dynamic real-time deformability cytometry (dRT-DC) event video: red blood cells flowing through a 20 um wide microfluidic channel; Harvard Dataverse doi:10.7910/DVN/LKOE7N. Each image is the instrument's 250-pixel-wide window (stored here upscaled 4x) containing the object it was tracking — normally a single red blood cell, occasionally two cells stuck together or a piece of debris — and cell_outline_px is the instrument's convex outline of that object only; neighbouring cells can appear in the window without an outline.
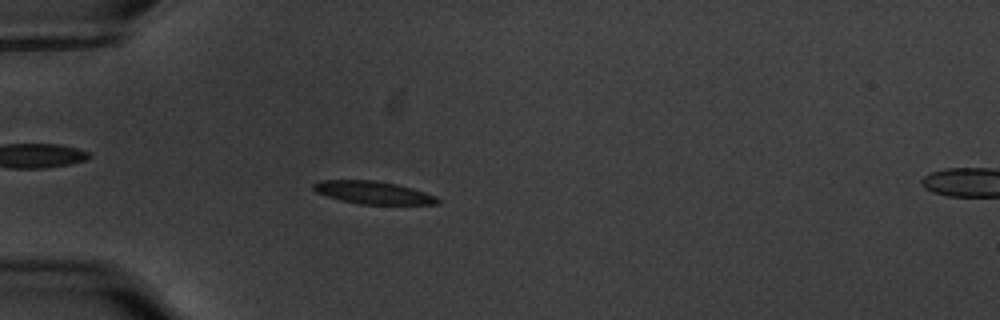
{"species": "common noctule bat (a hibernating species)", "species_latin": "Nyctalus noctula", "temperature_condition": "warm", "stored_images_in_passage": 58, "camera_frame_rate_fps": 3000, "um_per_image_px": 0.085, "animal": {"sex": "male", "body_mass_g": 20.1, "forearm_length_mm": 53.5}, "frame": {"image": 1, "passage_image": 17, "time_ms": 5.333, "image_size_px": [1000, 320], "cell_outline_px": [[440, 204], [360, 204], [340, 200], [316, 192], [312, 188], [312, 184], [316, 180], [376, 180], [396, 184], [412, 188], [436, 196], [440, 200]], "centroid_in_image_um": [31.69, 16.36], "position_along_channel_um": 53.3, "area_um2": 16.47}}
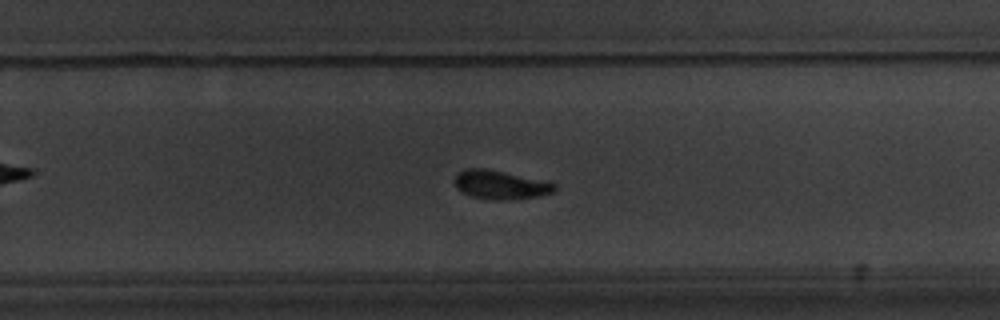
{"frame": {"image": 2, "passage_image": 38, "time_ms": 12.333, "image_size_px": [1000, 320], "cell_outline_px": [[556, 192], [536, 196], [504, 200], [492, 200], [472, 196], [456, 188], [452, 180], [456, 172], [464, 168], [484, 168], [548, 180], [556, 184]], "centroid_in_image_um": [42.52, 15.68], "position_along_channel_um": 287.3, "area_um2": 17.11}}
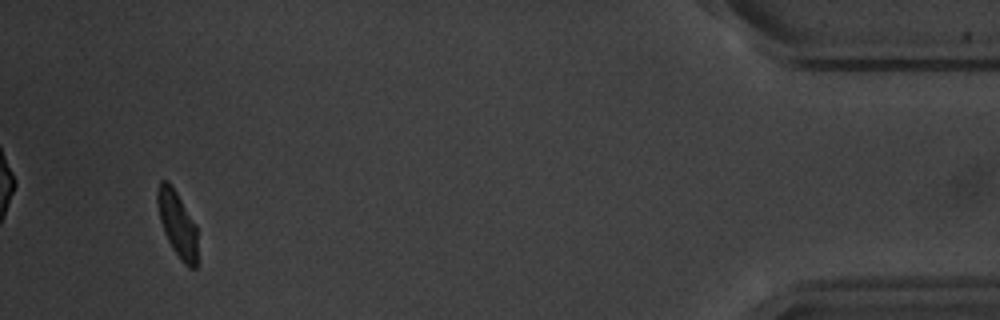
{"frame": {"image": 3, "passage_image": 55, "time_ms": 18.0, "image_size_px": [1000, 320], "cell_outline_px": [[196, 268], [188, 268], [180, 260], [172, 248], [164, 232], [160, 220], [156, 200], [156, 188], [160, 180], [168, 180], [176, 192], [196, 224]], "centroid_in_image_um": [15.04, 19.01], "position_along_channel_um": 420.2, "area_um2": 15.37}, "authors_computed_cell_mechanics": {"area_um2": 16.7909, "velocity_mm_per_s": 3.5296, "shape_relaxation_time_tau1_ms": 4.2506, "shape_relaxation_time_tau2_ms": 2.1948, "deformation_change_tau1": 0.1387, "deformation_change_tau2": 0.076}}